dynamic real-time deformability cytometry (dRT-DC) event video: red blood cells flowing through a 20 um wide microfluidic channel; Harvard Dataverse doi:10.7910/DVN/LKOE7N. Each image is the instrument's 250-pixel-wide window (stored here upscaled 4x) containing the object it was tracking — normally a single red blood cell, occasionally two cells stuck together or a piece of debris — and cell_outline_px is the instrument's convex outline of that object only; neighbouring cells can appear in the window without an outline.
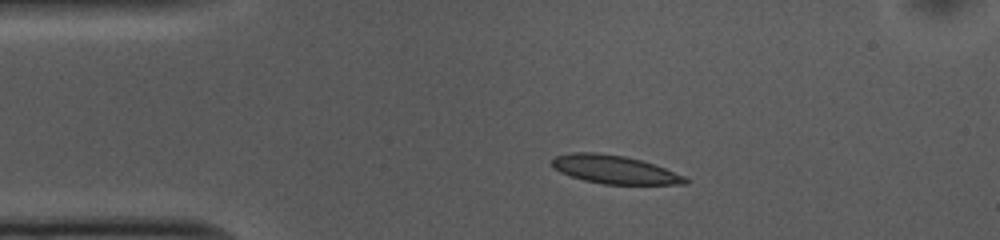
{"species": "common noctule bat (a hibernating species)", "species_latin": "Nyctalus noctula", "temperature_condition": "cold", "stored_images_in_passage": 44, "camera_frame_rate_fps": 3000, "um_per_image_px": 0.085, "animal": {"sex": "female", "body_mass_g": 10.0, "forearm_length_mm": 53.1}, "frame": {"image": 1, "passage_image": 1, "time_ms": 0.0, "image_size_px": [1000, 240], "cell_outline_px": [[688, 184], [604, 184], [584, 180], [560, 172], [552, 168], [548, 164], [556, 156], [568, 152], [596, 152], [624, 156], [640, 160], [664, 168], [684, 176], [688, 180]], "centroid_in_image_um": [52.16, 14.4], "position_along_channel_um": 32.8, "area_um2": 21.91}}
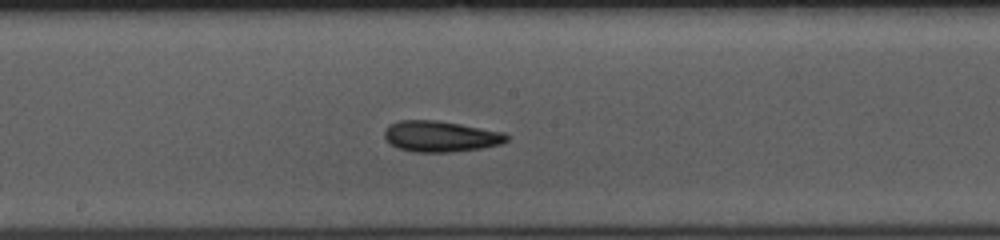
{"frame": {"image": 2, "passage_image": 18, "time_ms": 5.667, "image_size_px": [1000, 240], "cell_outline_px": [[508, 140], [500, 144], [480, 148], [448, 152], [412, 152], [396, 148], [388, 144], [384, 136], [384, 128], [388, 124], [400, 120], [436, 120], [460, 124], [504, 132], [508, 136]], "centroid_in_image_um": [37.37, 11.59], "position_along_channel_um": 210.8, "area_um2": 22.2}}
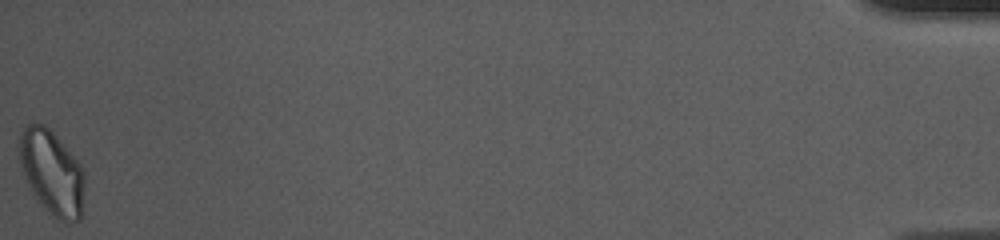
{"frame": {"image": 3, "passage_image": 44, "time_ms": 14.333, "image_size_px": [1000, 240], "cell_outline_px": [[84, 184], [80, 220], [72, 224], [68, 224], [52, 216], [32, 196], [24, 176], [20, 160], [20, 132], [28, 124], [44, 124], [56, 136], [80, 164], [84, 172]], "centroid_in_image_um": [4.41, 14.72], "position_along_channel_um": 430.8, "area_um2": 32.08}, "authors_computed_cell_mechanics": {"area_um2": 21.8195, "velocity_mm_per_s": 3.7207, "shape_relaxation_time_tau1_ms": 4.0822, "shape_relaxation_time_tau2_ms": 1.7956, "deformation_change_tau1": 0.1316, "deformation_change_tau2": 0.0879}}